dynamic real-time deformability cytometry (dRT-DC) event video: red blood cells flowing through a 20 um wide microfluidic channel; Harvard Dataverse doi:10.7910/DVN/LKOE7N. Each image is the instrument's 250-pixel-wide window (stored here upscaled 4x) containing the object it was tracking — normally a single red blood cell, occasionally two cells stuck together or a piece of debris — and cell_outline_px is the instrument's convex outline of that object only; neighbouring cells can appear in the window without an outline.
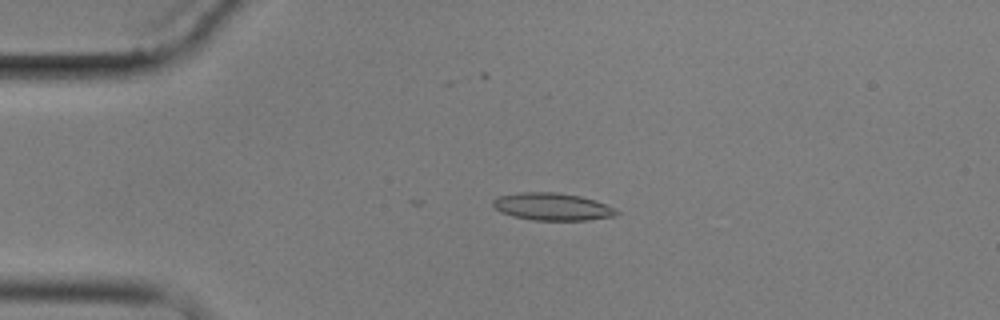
{"species": "common noctule bat (a hibernating species)", "species_latin": "Nyctalus noctula", "temperature_condition": "cold", "stored_images_in_passage": 5, "camera_frame_rate_fps": 3000, "um_per_image_px": 0.085, "animal": {"sex": "male", "body_mass_g": 17.9}, "frame": {"image": 1, "passage_image": 4, "time_ms": 3.667, "image_size_px": [1000, 320], "cell_outline_px": [[620, 212], [616, 216], [588, 220], [532, 220], [512, 216], [500, 212], [492, 204], [492, 200], [496, 196], [520, 192], [556, 192], [580, 196], [596, 200], [616, 208]], "centroid_in_image_um": [46.95, 17.56], "position_along_channel_um": 38.0, "area_um2": 20.0}}